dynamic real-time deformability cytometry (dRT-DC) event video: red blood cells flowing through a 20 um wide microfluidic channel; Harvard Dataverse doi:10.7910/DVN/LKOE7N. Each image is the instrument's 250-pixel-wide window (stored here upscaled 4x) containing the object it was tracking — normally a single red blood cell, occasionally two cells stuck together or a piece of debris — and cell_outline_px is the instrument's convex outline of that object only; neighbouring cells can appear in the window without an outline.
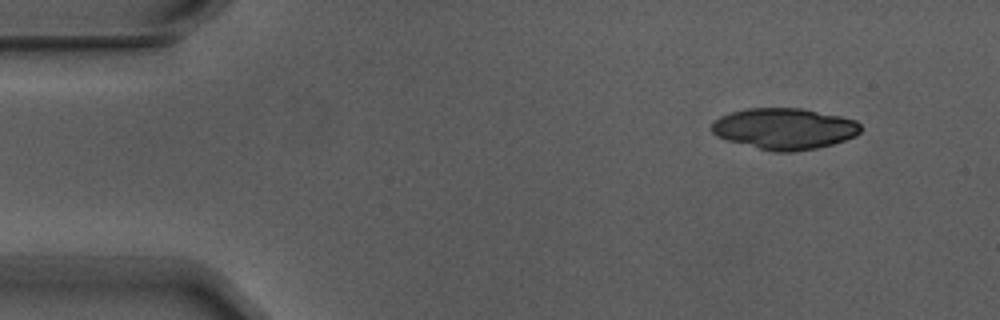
{"species": "Egyptian fruit bat (a non-hibernating species)", "species_latin": "Rousettus aegyptiacus", "temperature_condition": "warm", "stored_images_in_passage": 4, "camera_frame_rate_fps": 3000, "um_per_image_px": 0.085, "animal": {"sex": "male"}, "frame": {"image": 1, "passage_image": 2, "time_ms": 0.333, "image_size_px": [1000, 320], "cell_outline_px": [[860, 132], [856, 136], [832, 144], [816, 148], [792, 152], [776, 152], [728, 140], [716, 136], [712, 132], [712, 124], [720, 116], [732, 112], [748, 108], [804, 108], [840, 116], [856, 120], [860, 124]], "centroid_in_image_um": [66.7, 10.93], "position_along_channel_um": 18.3, "area_um2": 35.55}}